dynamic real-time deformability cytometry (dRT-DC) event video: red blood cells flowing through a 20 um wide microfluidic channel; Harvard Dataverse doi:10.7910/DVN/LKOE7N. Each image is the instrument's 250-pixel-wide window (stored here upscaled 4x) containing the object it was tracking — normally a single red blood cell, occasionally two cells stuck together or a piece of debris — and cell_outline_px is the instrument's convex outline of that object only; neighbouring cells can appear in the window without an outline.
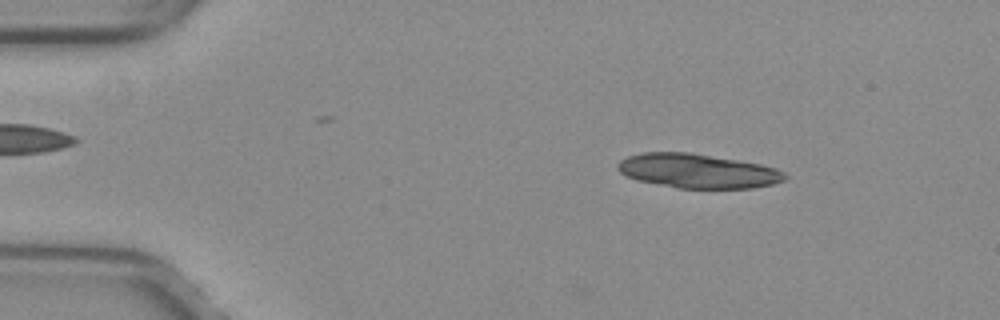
{"species": "common noctule bat (a hibernating species)", "species_latin": "Nyctalus noctula", "temperature_condition": "warm", "stored_images_in_passage": 16, "camera_frame_rate_fps": 3000, "um_per_image_px": 0.085, "animal": {"sex": "female", "body_mass_g": 29.2, "forearm_length_mm": 56.3}, "frame": {"image": 1, "passage_image": 7, "time_ms": 2.0, "image_size_px": [1000, 320], "cell_outline_px": [[788, 176], [784, 180], [772, 184], [752, 188], [676, 188], [636, 180], [624, 176], [616, 168], [616, 164], [620, 160], [628, 156], [644, 152], [688, 152], [760, 164], [776, 168], [784, 172]], "centroid_in_image_um": [59.25, 14.54], "position_along_channel_um": 25.7, "area_um2": 33.41}}